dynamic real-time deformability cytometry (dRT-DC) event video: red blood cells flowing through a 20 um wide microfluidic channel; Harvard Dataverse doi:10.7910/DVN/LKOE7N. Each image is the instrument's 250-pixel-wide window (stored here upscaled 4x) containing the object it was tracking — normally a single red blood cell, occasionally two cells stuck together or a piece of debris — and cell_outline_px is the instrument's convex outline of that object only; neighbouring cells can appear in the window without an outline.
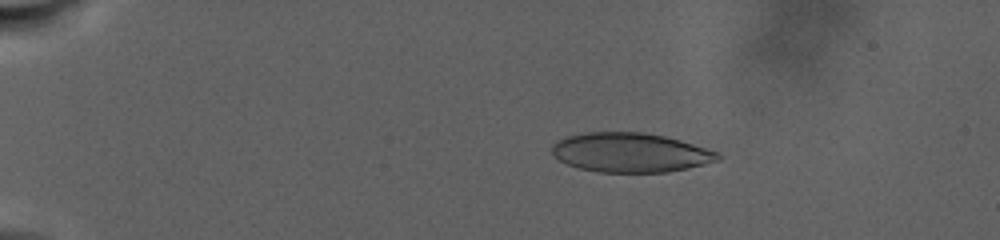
{"species": "human", "species_latin": "Homo sapiens", "temperature_condition": "warm", "stored_images_in_passage": 15, "camera_frame_rate_fps": 3000, "um_per_image_px": 0.085, "donor": {"sex": "male"}, "frame": {"image": 1, "passage_image": 6, "time_ms": 5.667, "image_size_px": [1000, 240], "cell_outline_px": [[724, 156], [720, 160], [688, 168], [668, 172], [596, 172], [580, 168], [568, 164], [552, 156], [552, 144], [556, 140], [564, 136], [584, 132], [644, 132], [664, 136], [680, 140], [720, 152]], "centroid_in_image_um": [53.58, 12.96], "position_along_channel_um": 31.4, "area_um2": 38.44}}
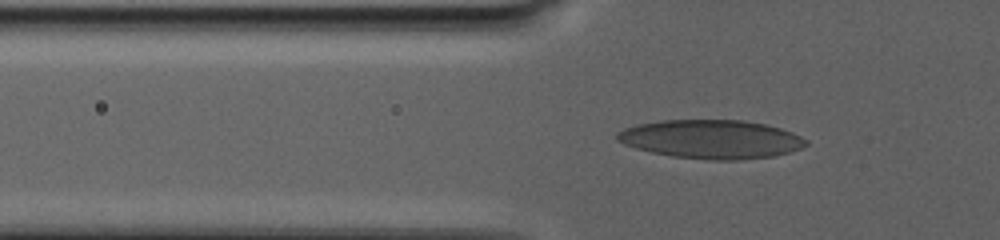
{"frame": {"image": 2, "passage_image": 12, "time_ms": 10.667, "image_size_px": [1000, 240], "cell_outline_px": [[808, 144], [800, 148], [788, 152], [772, 156], [736, 160], [712, 160], [672, 156], [652, 152], [636, 148], [624, 144], [616, 140], [616, 132], [624, 128], [636, 124], [660, 120], [744, 120], [764, 124], [780, 128], [792, 132], [808, 140]], "centroid_in_image_um": [60.42, 11.82], "position_along_channel_um": 65.4, "area_um2": 42.6}}
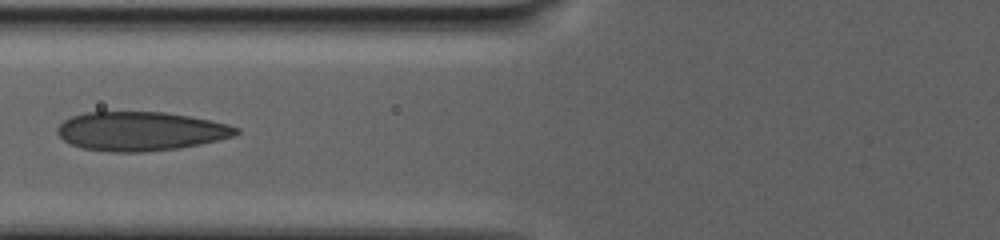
{"frame": {"image": 3, "passage_image": 14, "time_ms": 13.0, "image_size_px": [1000, 240], "cell_outline_px": [[240, 132], [236, 136], [200, 144], [176, 148], [144, 152], [112, 152], [80, 148], [64, 140], [56, 132], [56, 128], [64, 120], [72, 116], [88, 112], [164, 112], [188, 116], [228, 124], [240, 128]], "centroid_in_image_um": [11.95, 11.16], "position_along_channel_um": 113.8, "area_um2": 40.58}}